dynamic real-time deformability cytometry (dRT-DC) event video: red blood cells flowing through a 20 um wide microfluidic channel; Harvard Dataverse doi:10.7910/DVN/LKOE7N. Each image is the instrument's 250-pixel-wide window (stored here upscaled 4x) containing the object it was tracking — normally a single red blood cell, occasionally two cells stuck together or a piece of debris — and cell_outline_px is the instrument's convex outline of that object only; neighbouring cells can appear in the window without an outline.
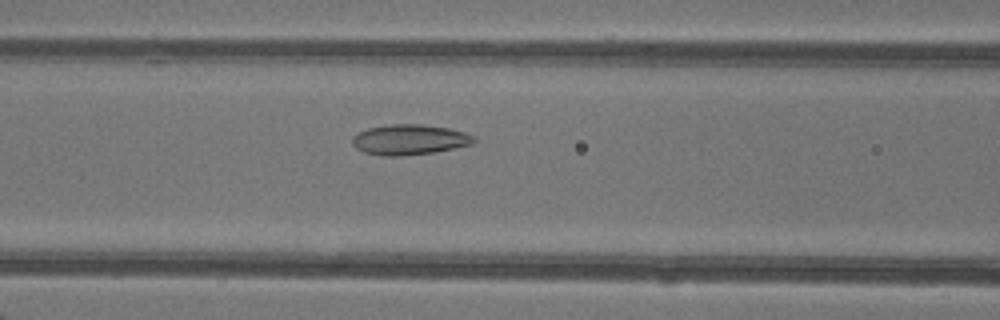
{"species": "common noctule bat (a hibernating species)", "species_latin": "Nyctalus noctula", "temperature_condition": "warm", "stored_images_in_passage": 30, "camera_frame_rate_fps": 3000, "um_per_image_px": 0.085, "animal": {"sex": "female"}, "frame": {"image": 1, "passage_image": 6, "time_ms": 1.667, "image_size_px": [1000, 320], "cell_outline_px": [[476, 140], [472, 144], [436, 152], [400, 156], [380, 156], [364, 152], [356, 148], [352, 144], [352, 136], [368, 128], [392, 124], [420, 124], [448, 128], [464, 132], [476, 136]], "centroid_in_image_um": [34.81, 11.88], "position_along_channel_um": 131.8, "area_um2": 21.56}}
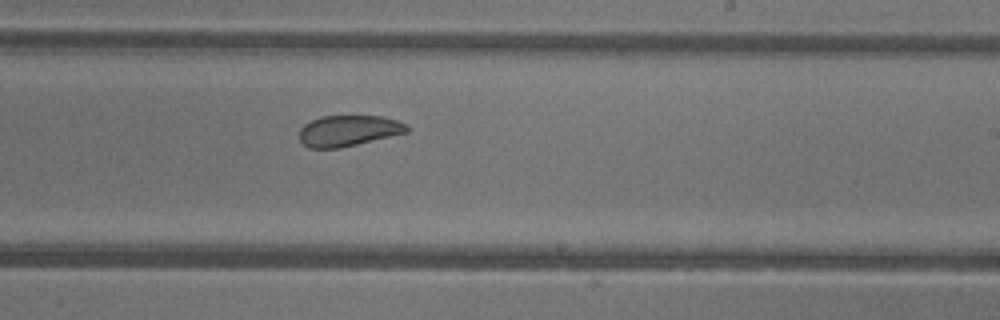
{"frame": {"image": 2, "passage_image": 15, "time_ms": 4.667, "image_size_px": [1000, 320], "cell_outline_px": [[408, 132], [340, 148], [308, 148], [300, 140], [300, 128], [304, 124], [320, 116], [384, 116], [396, 120], [404, 124], [408, 128]], "centroid_in_image_um": [29.59, 11.11], "position_along_channel_um": 259.4, "area_um2": 19.25}}
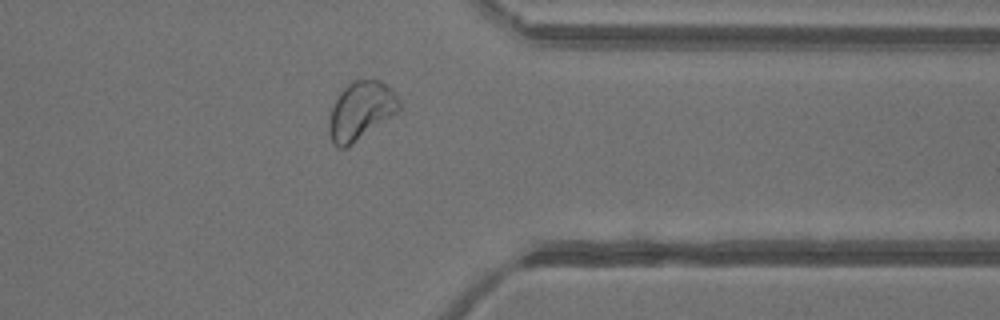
{"frame": {"image": 3, "passage_image": 24, "time_ms": 7.667, "image_size_px": [1000, 320], "cell_outline_px": [[400, 108], [396, 112], [348, 148], [336, 148], [328, 132], [328, 120], [332, 104], [340, 92], [352, 80], [380, 80], [392, 88], [400, 100]], "centroid_in_image_um": [30.64, 9.42], "position_along_channel_um": 380.8, "area_um2": 23.93}}